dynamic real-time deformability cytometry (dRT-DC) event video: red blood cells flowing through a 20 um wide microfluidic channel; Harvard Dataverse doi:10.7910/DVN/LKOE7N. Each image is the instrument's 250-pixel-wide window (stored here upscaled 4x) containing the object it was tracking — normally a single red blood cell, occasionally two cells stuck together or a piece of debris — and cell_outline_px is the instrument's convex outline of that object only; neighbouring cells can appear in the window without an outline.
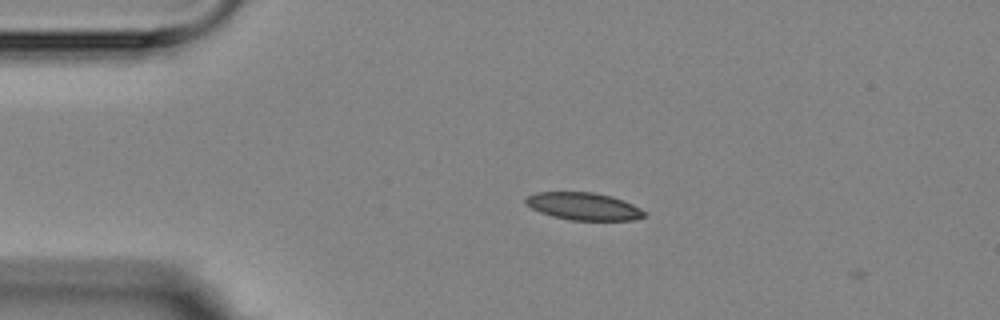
{"species": "Egyptian fruit bat (a non-hibernating species)", "species_latin": "Rousettus aegyptiacus", "temperature_condition": "room temperature", "stored_images_in_passage": 2, "camera_frame_rate_fps": 3000, "um_per_image_px": 0.085, "animal": {"sex": "female"}, "frame": {"image": 1, "passage_image": 1, "time_ms": 0.0, "image_size_px": [1000, 320], "cell_outline_px": [[648, 216], [636, 220], [572, 220], [552, 216], [540, 212], [524, 204], [524, 200], [528, 196], [536, 192], [592, 192], [612, 196], [624, 200], [640, 208]], "centroid_in_image_um": [49.62, 17.54], "position_along_channel_um": 35.4, "area_um2": 19.07}}